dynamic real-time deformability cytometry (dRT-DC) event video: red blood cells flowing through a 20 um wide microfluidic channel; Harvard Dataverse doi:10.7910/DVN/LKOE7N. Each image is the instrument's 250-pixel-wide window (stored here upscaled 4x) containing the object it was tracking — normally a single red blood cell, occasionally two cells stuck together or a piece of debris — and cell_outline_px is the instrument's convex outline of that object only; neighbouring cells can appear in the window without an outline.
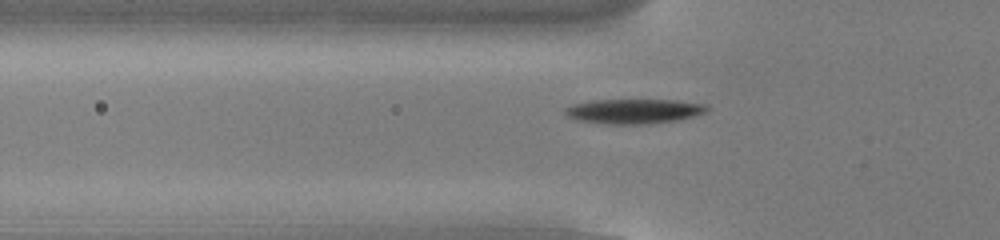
{"species": "common noctule bat (a hibernating species)", "species_latin": "Nyctalus noctula", "temperature_condition": "cold", "stored_images_in_passage": 48, "camera_frame_rate_fps": 3000, "um_per_image_px": 0.085, "animal": {"sex": "male", "body_mass_g": 13.0, "forearm_length_mm": 53.1}, "frame": {"image": 1, "passage_image": 12, "time_ms": 3.667, "image_size_px": [1000, 240], "cell_outline_px": [[712, 108], [708, 112], [680, 120], [648, 124], [608, 124], [580, 120], [568, 116], [564, 112], [564, 108], [572, 104], [592, 100], [676, 100], [708, 104]], "centroid_in_image_um": [53.97, 9.45], "position_along_channel_um": 71.8, "area_um2": 20.69}}
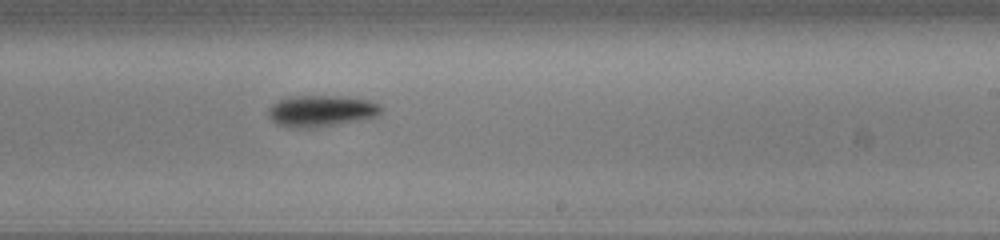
{"frame": {"image": 2, "passage_image": 27, "time_ms": 8.667, "image_size_px": [1000, 240], "cell_outline_px": [[384, 108], [376, 116], [360, 120], [316, 128], [296, 128], [276, 124], [268, 116], [268, 108], [276, 100], [288, 96], [348, 96], [368, 100], [380, 104]], "centroid_in_image_um": [27.29, 9.42], "position_along_channel_um": 261.7, "area_um2": 20.98}}
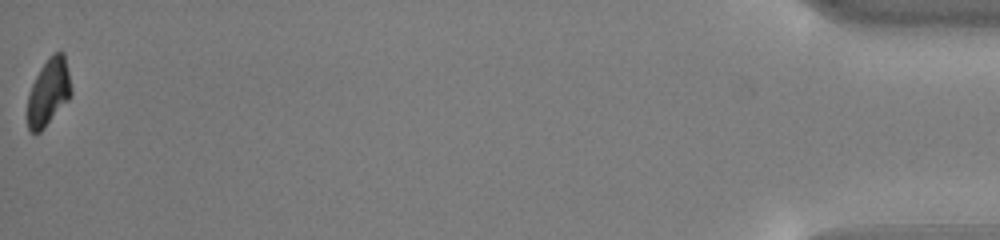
{"frame": {"image": 3, "passage_image": 48, "time_ms": 15.667, "image_size_px": [1000, 240], "cell_outline_px": [[72, 92], [68, 100], [44, 128], [40, 132], [28, 132], [28, 92], [40, 68], [48, 56], [56, 52], [64, 52], [72, 88]], "centroid_in_image_um": [4.13, 7.81], "position_along_channel_um": 431.1, "area_um2": 17.05}, "authors_computed_cell_mechanics": {"area_um2": 19.1607, "velocity_mm_per_s": 3.7994, "shape_relaxation_time_tau1_ms": 1.8216, "shape_relaxation_time_tau2_ms": null, "deformation_change_tau1": 0.1257, "deformation_change_tau2": null}}